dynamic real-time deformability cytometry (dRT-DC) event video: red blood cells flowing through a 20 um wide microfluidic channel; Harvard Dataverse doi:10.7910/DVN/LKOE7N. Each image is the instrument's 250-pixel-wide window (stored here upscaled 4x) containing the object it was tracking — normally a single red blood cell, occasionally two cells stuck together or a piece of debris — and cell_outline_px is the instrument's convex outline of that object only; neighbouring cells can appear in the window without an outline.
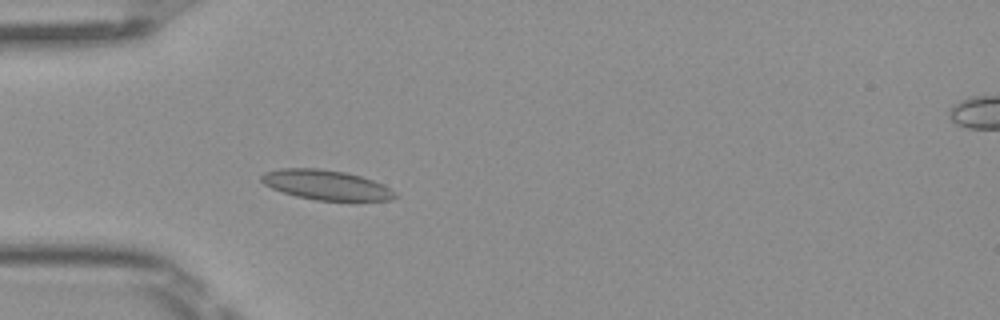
{"species": "Egyptian fruit bat (a non-hibernating species)", "species_latin": "Rousettus aegyptiacus", "temperature_condition": "room temperature", "stored_images_in_passage": 4, "camera_frame_rate_fps": 3000, "um_per_image_px": 0.085, "frame": {"image": 1, "passage_image": 4, "time_ms": 1.0, "image_size_px": [1000, 320], "cell_outline_px": [[400, 196], [392, 200], [316, 200], [296, 196], [272, 188], [264, 184], [260, 180], [260, 176], [264, 172], [280, 168], [316, 168], [344, 172], [360, 176], [384, 184], [396, 192]], "centroid_in_image_um": [27.74, 15.71], "position_along_channel_um": 57.3, "area_um2": 23.18}}